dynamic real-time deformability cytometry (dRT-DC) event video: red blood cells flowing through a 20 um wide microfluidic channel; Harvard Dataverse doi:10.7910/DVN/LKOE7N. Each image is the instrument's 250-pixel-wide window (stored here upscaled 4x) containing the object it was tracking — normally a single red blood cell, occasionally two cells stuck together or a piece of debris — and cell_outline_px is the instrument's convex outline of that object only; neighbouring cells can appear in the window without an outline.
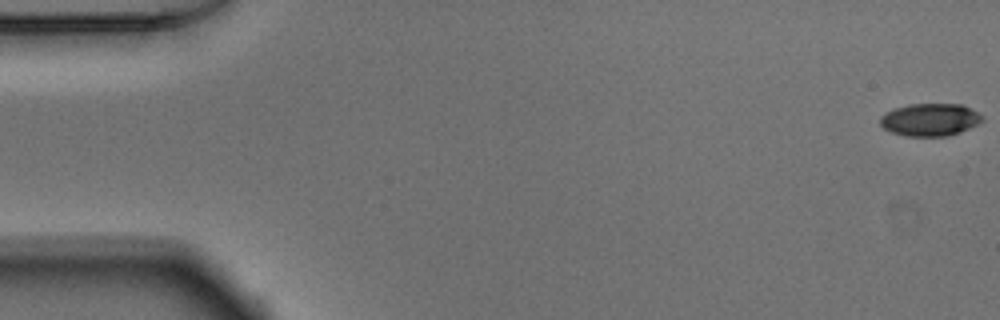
{"species": "Egyptian fruit bat (a non-hibernating species)", "species_latin": "Rousettus aegyptiacus", "temperature_condition": "warm", "stored_images_in_passage": 52, "camera_frame_rate_fps": 3000, "um_per_image_px": 0.085, "animal": {"sex": "male"}, "frame": {"image": 1, "passage_image": 1, "time_ms": 0.0, "image_size_px": [1000, 320], "cell_outline_px": [[984, 120], [960, 132], [948, 136], [904, 136], [892, 132], [884, 128], [880, 124], [880, 116], [892, 108], [908, 104], [964, 104], [984, 116]], "centroid_in_image_um": [79.04, 10.16], "position_along_channel_um": 6.0, "area_um2": 19.54}}
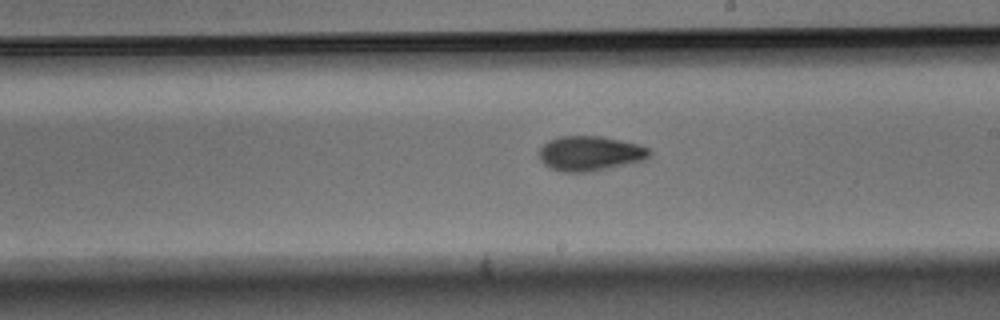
{"frame": {"image": 2, "passage_image": 30, "time_ms": 9.667, "image_size_px": [1000, 320], "cell_outline_px": [[652, 152], [644, 160], [592, 172], [564, 172], [552, 168], [544, 164], [540, 160], [540, 148], [548, 140], [560, 136], [600, 136], [640, 144], [648, 148]], "centroid_in_image_um": [50.16, 13.04], "position_along_channel_um": 238.8, "area_um2": 22.37}}
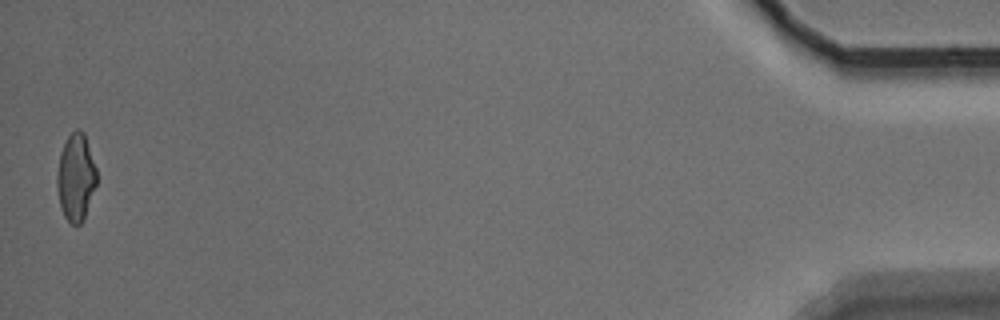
{"frame": {"image": 3, "passage_image": 52, "time_ms": 17.0, "image_size_px": [1000, 320], "cell_outline_px": [[96, 184], [84, 220], [80, 224], [72, 224], [64, 216], [60, 208], [56, 184], [56, 176], [60, 152], [68, 136], [76, 128], [80, 128], [84, 132], [96, 168]], "centroid_in_image_um": [6.43, 15.07], "position_along_channel_um": 428.8, "area_um2": 20.23}, "authors_computed_cell_mechanics": {"area_um2": 21.1259, "velocity_mm_per_s": 3.884, "shape_relaxation_time_tau1_ms": 4.7363, "shape_relaxation_time_tau2_ms": 2.7238, "deformation_change_tau1": 0.1271, "deformation_change_tau2": 0.0786}}